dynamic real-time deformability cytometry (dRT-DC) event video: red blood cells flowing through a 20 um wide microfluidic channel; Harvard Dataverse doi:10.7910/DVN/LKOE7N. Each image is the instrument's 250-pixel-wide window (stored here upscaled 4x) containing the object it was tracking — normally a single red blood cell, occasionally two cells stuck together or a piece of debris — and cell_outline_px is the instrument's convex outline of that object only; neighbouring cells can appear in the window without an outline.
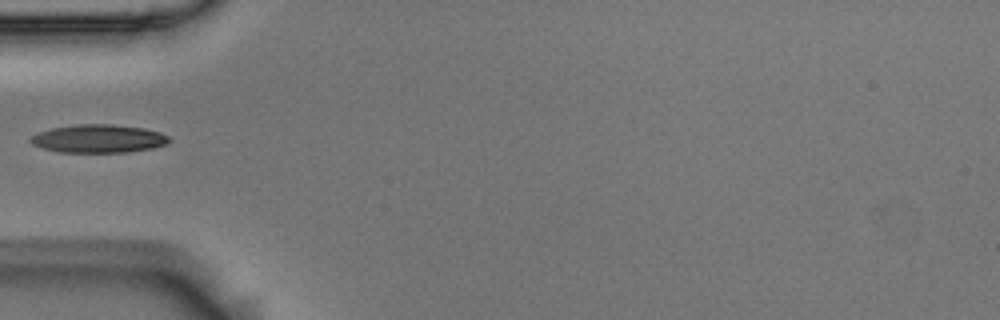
{"species": "Egyptian fruit bat (a non-hibernating species)", "species_latin": "Rousettus aegyptiacus", "temperature_condition": "room temperature", "stored_images_in_passage": 6, "camera_frame_rate_fps": 3000, "um_per_image_px": 0.085, "animal": {"sex": "male"}, "frame": {"image": 1, "passage_image": 5, "time_ms": 1.333, "image_size_px": [1000, 320], "cell_outline_px": [[172, 140], [164, 144], [152, 148], [124, 152], [60, 152], [44, 148], [32, 144], [28, 140], [32, 136], [40, 132], [52, 128], [80, 124], [112, 124], [144, 128], [160, 132], [168, 136]], "centroid_in_image_um": [8.38, 11.78], "position_along_channel_um": 76.6, "area_um2": 22.54}}
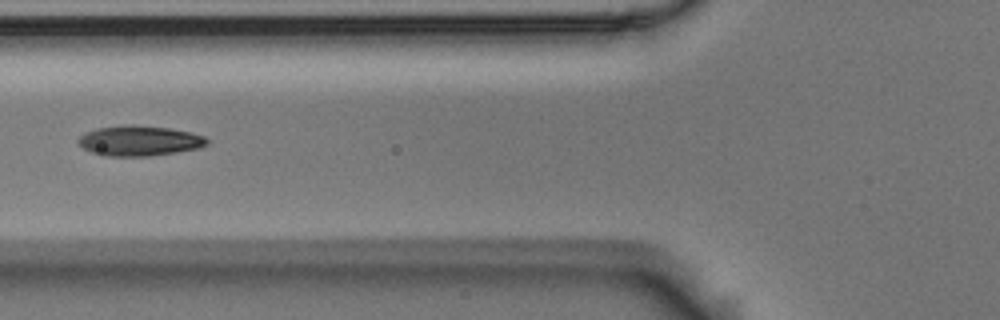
{"frame": {"image": 2, "passage_image": 6, "time_ms": 1.667, "image_size_px": [1000, 320], "cell_outline_px": [[208, 144], [200, 148], [176, 152], [148, 156], [104, 156], [92, 152], [76, 144], [76, 140], [80, 136], [96, 128], [124, 124], [132, 124], [168, 128], [188, 132], [204, 136], [208, 140]], "centroid_in_image_um": [11.81, 11.96], "position_along_channel_um": 114.0, "area_um2": 22.72}}